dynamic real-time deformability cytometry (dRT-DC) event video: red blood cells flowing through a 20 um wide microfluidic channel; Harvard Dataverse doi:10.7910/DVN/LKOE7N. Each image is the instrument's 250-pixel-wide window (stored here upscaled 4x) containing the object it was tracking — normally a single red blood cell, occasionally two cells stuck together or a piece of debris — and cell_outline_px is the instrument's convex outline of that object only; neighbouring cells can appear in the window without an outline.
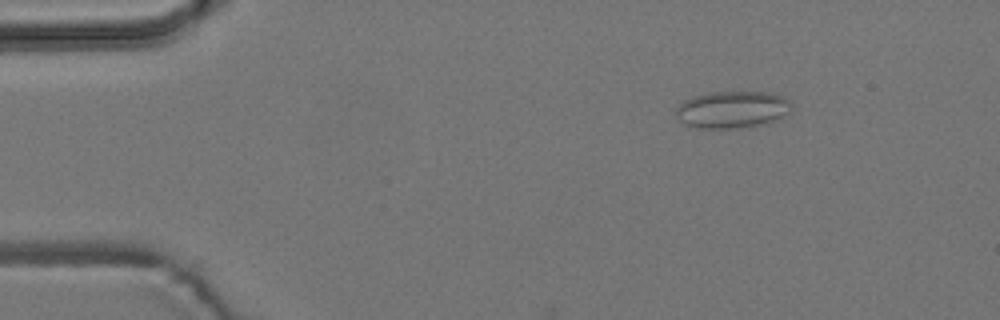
{"species": "common noctule bat (a hibernating species)", "species_latin": "Nyctalus noctula", "temperature_condition": "room temperature", "stored_images_in_passage": 5, "camera_frame_rate_fps": 3000, "um_per_image_px": 0.085, "animal": {"sex": "male", "body_mass_g": 19.2, "forearm_length_mm": 51.8}, "frame": {"image": 1, "passage_image": 2, "time_ms": 1.333, "image_size_px": [1000, 320], "cell_outline_px": [[792, 112], [768, 124], [748, 128], [696, 128], [684, 124], [676, 116], [676, 108], [684, 100], [692, 96], [708, 92], [776, 92], [784, 96], [792, 104]], "centroid_in_image_um": [62.3, 9.32], "position_along_channel_um": 22.7, "area_um2": 25.66}}